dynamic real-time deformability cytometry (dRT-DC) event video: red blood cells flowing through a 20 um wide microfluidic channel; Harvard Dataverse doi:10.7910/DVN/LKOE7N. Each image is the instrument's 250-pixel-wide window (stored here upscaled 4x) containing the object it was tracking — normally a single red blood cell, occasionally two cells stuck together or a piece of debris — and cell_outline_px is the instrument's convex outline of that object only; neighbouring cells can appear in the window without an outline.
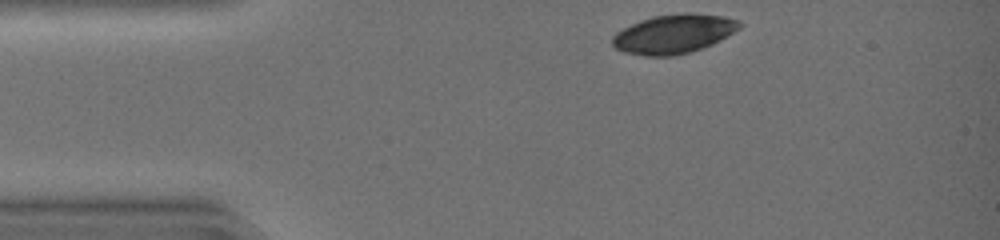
{"species": "common noctule bat (a hibernating species)", "species_latin": "Nyctalus noctula", "temperature_condition": "warm", "stored_images_in_passage": 28, "camera_frame_rate_fps": 3000, "um_per_image_px": 0.085, "animal": {"sex": "female", "body_mass_g": 19.0, "forearm_length_mm": 51.5}, "frame": {"image": 1, "passage_image": 1, "time_ms": 0.0, "image_size_px": [1000, 240], "cell_outline_px": [[744, 24], [740, 28], [720, 40], [712, 44], [676, 56], [644, 56], [624, 52], [616, 48], [612, 44], [612, 36], [616, 32], [640, 20], [652, 16], [684, 12], [688, 12], [724, 16], [740, 20]], "centroid_in_image_um": [57.28, 2.87], "position_along_channel_um": 27.7, "area_um2": 29.07}}
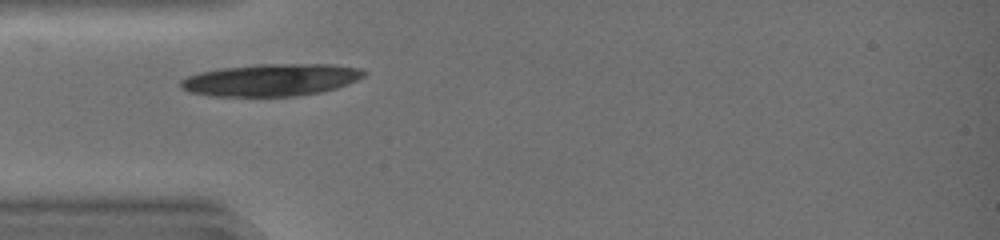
{"frame": {"image": 2, "passage_image": 7, "time_ms": 2.0, "image_size_px": [1000, 240], "cell_outline_px": [[368, 72], [364, 76], [348, 84], [336, 88], [320, 92], [296, 96], [208, 96], [188, 92], [180, 88], [180, 80], [188, 76], [200, 72], [220, 68], [260, 64], [332, 64], [360, 68]], "centroid_in_image_um": [23.03, 6.79], "position_along_channel_um": 62.0, "area_um2": 34.56}}
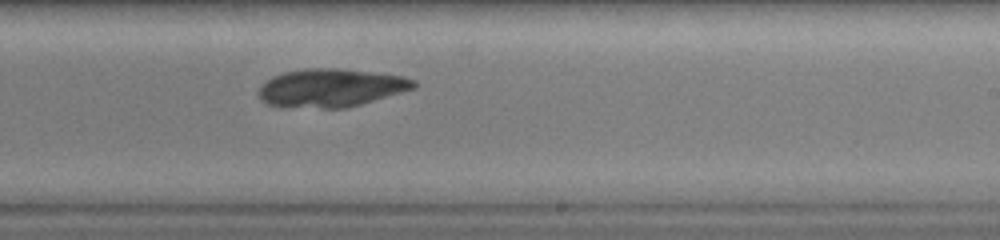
{"frame": {"image": 3, "passage_image": 21, "time_ms": 6.667, "image_size_px": [1000, 240], "cell_outline_px": [[416, 88], [360, 104], [344, 108], [280, 108], [268, 104], [260, 100], [256, 92], [260, 84], [272, 76], [284, 72], [304, 68], [336, 68], [372, 72], [404, 76], [416, 80]], "centroid_in_image_um": [28.04, 7.48], "position_along_channel_um": 261.0, "area_um2": 35.08}}